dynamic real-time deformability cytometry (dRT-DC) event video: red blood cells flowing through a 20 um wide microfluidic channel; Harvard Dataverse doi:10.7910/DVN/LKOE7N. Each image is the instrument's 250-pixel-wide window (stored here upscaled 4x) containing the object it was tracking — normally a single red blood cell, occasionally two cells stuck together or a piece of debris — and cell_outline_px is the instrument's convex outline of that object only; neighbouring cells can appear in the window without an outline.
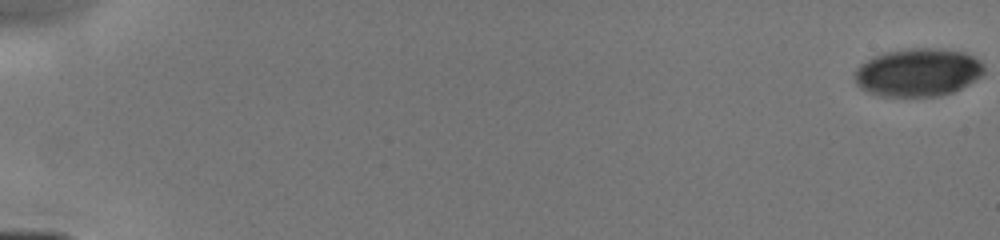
{"species": "human", "species_latin": "Homo sapiens", "temperature_condition": "cold", "stored_images_in_passage": 42, "camera_frame_rate_fps": 3000, "um_per_image_px": 0.085, "donor": {"sex": "male"}, "frame": {"image": 1, "passage_image": 1, "time_ms": 0.0, "image_size_px": [1000, 240], "cell_outline_px": [[984, 72], [980, 76], [968, 84], [952, 92], [940, 96], [880, 96], [868, 92], [860, 88], [856, 84], [856, 68], [860, 64], [872, 56], [884, 52], [908, 48], [944, 48], [964, 52], [980, 60], [984, 64]], "centroid_in_image_um": [78.02, 6.14], "position_along_channel_um": 7.0, "area_um2": 36.41}}
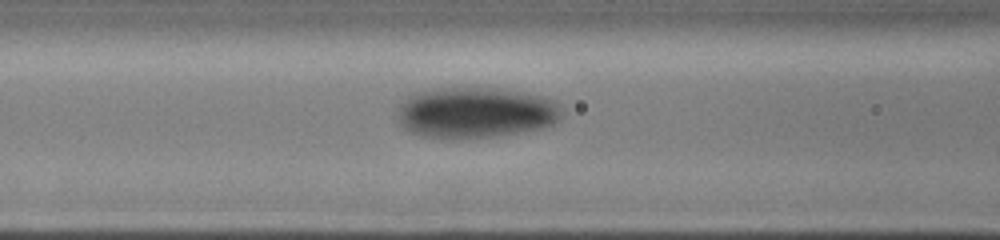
{"frame": {"image": 2, "passage_image": 25, "time_ms": 7.333, "image_size_px": [1000, 240], "cell_outline_px": [[560, 120], [552, 124], [540, 128], [520, 132], [492, 136], [420, 136], [404, 128], [400, 124], [396, 112], [404, 96], [412, 92], [436, 88], [496, 88], [524, 92], [544, 96], [560, 104]], "centroid_in_image_um": [40.39, 9.52], "position_along_channel_um": 126.2, "area_um2": 48.38}}
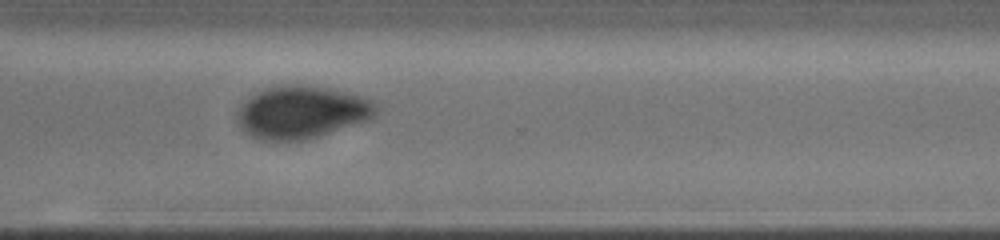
{"frame": {"image": 3, "passage_image": 41, "time_ms": 12.333, "image_size_px": [1000, 240], "cell_outline_px": [[380, 112], [376, 116], [368, 120], [304, 140], [260, 140], [244, 132], [240, 128], [236, 120], [236, 108], [240, 104], [256, 92], [268, 88], [288, 84], [300, 84], [332, 88], [360, 96], [372, 100], [380, 108]], "centroid_in_image_um": [25.63, 9.52], "position_along_channel_um": 345.0, "area_um2": 42.89}}